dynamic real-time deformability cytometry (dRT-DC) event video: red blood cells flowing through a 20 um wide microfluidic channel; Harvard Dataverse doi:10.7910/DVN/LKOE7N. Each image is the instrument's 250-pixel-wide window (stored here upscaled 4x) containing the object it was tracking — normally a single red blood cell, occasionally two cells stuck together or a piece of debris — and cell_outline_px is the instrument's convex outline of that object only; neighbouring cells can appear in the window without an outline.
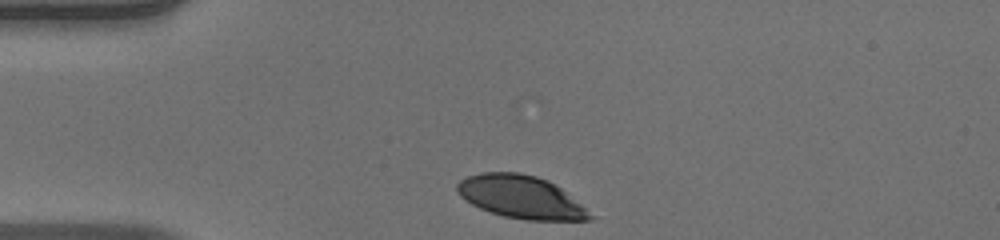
{"species": "human", "species_latin": "Homo sapiens", "temperature_condition": "warm", "stored_images_in_passage": 32, "camera_frame_rate_fps": 3000, "um_per_image_px": 0.085, "donor": {"sex": "male"}, "frame": {"image": 1, "passage_image": 1, "time_ms": 0.0, "image_size_px": [1000, 240], "cell_outline_px": [[596, 216], [592, 220], [528, 220], [504, 216], [480, 208], [472, 204], [460, 196], [456, 188], [456, 184], [460, 180], [468, 176], [480, 172], [520, 172], [536, 176], [548, 180], [560, 188]], "centroid_in_image_um": [44.28, 16.74], "position_along_channel_um": 40.7, "area_um2": 33.0}}
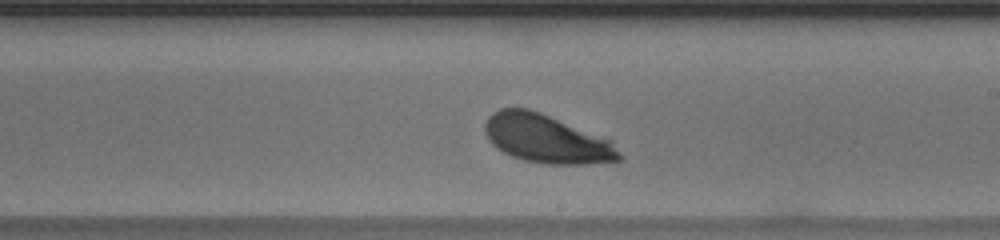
{"frame": {"image": 2, "passage_image": 19, "time_ms": 6.0, "image_size_px": [1000, 240], "cell_outline_px": [[624, 160], [584, 164], [544, 164], [524, 160], [512, 156], [496, 148], [488, 140], [484, 132], [484, 124], [488, 116], [492, 112], [500, 108], [528, 108], [540, 112], [612, 140], [624, 156]], "centroid_in_image_um": [46.47, 11.8], "position_along_channel_um": 242.5, "area_um2": 38.26}}
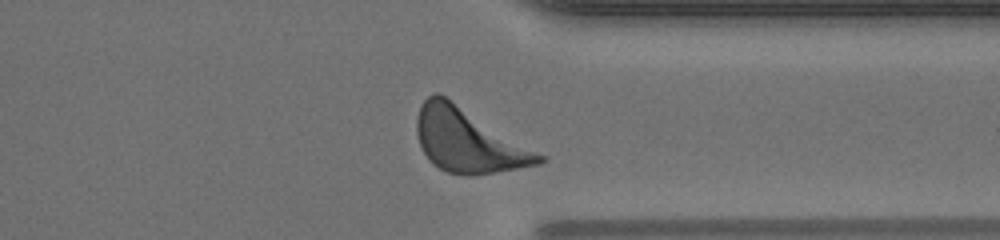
{"frame": {"image": 3, "passage_image": 29, "time_ms": 9.333, "image_size_px": [1000, 240], "cell_outline_px": [[544, 160], [540, 164], [496, 172], [472, 176], [464, 176], [448, 172], [432, 164], [424, 152], [420, 144], [416, 132], [416, 120], [420, 104], [428, 96], [436, 92], [440, 92], [544, 156]], "centroid_in_image_um": [39.75, 11.93], "position_along_channel_um": 371.7, "area_um2": 45.08}, "authors_computed_cell_mechanics": {"area_um2": 38.4081, "velocity_mm_per_s": 3.9198, "shape_relaxation_time_tau1_ms": 2.0722, "shape_relaxation_time_tau2_ms": null, "deformation_change_tau1": 0.1405, "deformation_change_tau2": null}}